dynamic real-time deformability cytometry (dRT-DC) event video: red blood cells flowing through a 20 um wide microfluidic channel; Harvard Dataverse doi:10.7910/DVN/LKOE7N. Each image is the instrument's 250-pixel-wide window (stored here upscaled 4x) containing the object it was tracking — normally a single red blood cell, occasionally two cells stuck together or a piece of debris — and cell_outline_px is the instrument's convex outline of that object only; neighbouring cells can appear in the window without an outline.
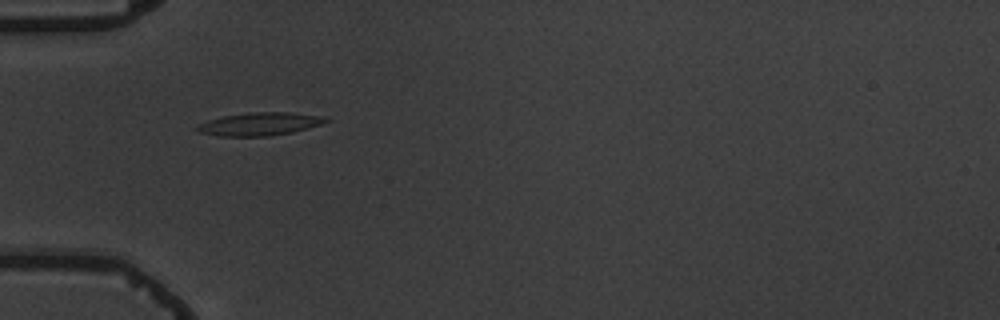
{"species": "common noctule bat (a hibernating species)", "species_latin": "Nyctalus noctula", "temperature_condition": "warm", "stored_images_in_passage": 4, "camera_frame_rate_fps": 3000, "um_per_image_px": 0.085, "animal": {"sex": "male", "body_mass_g": 19.5, "forearm_length_mm": 54.6}, "frame": {"image": 1, "passage_image": 3, "time_ms": 2.333, "image_size_px": [1000, 320], "cell_outline_px": [[332, 120], [308, 128], [292, 132], [268, 136], [220, 136], [200, 132], [196, 128], [200, 124], [208, 120], [224, 116], [248, 112], [288, 112], [320, 116]], "centroid_in_image_um": [22.09, 10.53], "position_along_channel_um": 62.9, "area_um2": 16.99}}
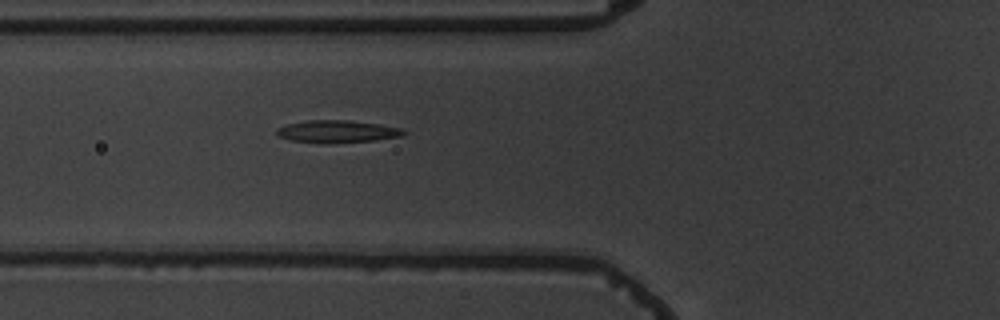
{"frame": {"image": 2, "passage_image": 4, "time_ms": 3.333, "image_size_px": [1000, 320], "cell_outline_px": [[408, 132], [404, 136], [376, 140], [328, 144], [292, 140], [276, 136], [276, 128], [288, 124], [308, 120], [348, 120], [380, 124], [404, 128]], "centroid_in_image_um": [28.72, 11.18], "position_along_channel_um": 97.1, "area_um2": 16.88}}